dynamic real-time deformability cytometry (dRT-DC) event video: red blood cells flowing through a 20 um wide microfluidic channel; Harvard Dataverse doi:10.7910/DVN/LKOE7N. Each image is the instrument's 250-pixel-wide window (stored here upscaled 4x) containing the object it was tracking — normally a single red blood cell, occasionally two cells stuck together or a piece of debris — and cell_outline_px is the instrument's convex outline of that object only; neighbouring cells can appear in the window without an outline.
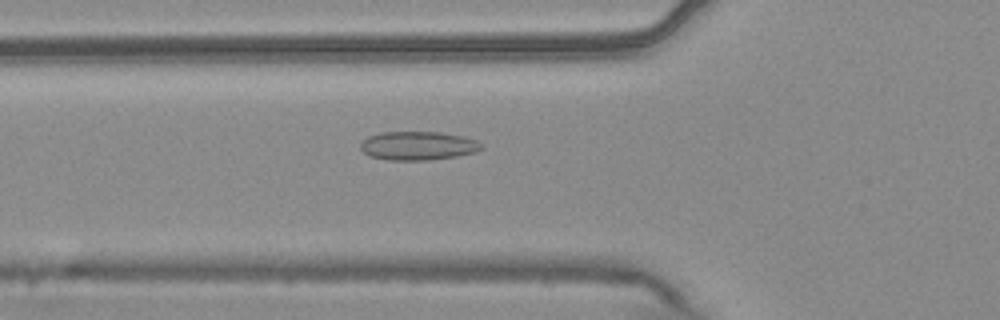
{"species": "common noctule bat (a hibernating species)", "species_latin": "Nyctalus noctula", "temperature_condition": "warm", "stored_images_in_passage": 55, "camera_frame_rate_fps": 3000, "um_per_image_px": 0.085, "animal": {"sex": "male", "body_mass_g": 20.4}, "frame": {"image": 1, "passage_image": 20, "time_ms": 6.333, "image_size_px": [1000, 320], "cell_outline_px": [[484, 148], [476, 152], [456, 156], [428, 160], [392, 160], [368, 156], [360, 148], [360, 144], [368, 136], [384, 132], [440, 132], [464, 136], [476, 140], [484, 144]], "centroid_in_image_um": [35.57, 12.38], "position_along_channel_um": 90.2, "area_um2": 20.29}}
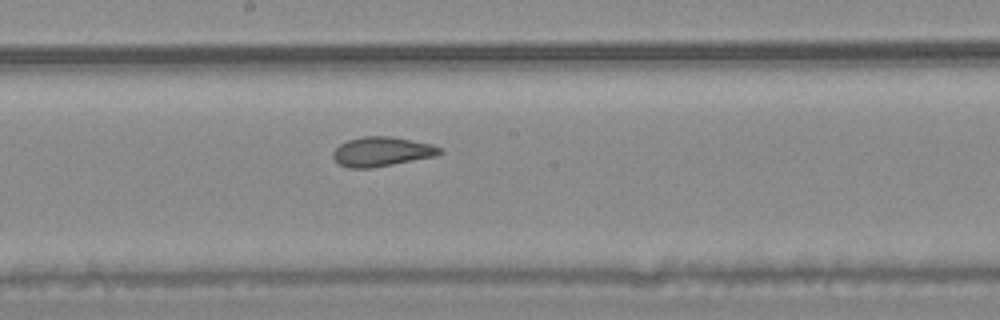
{"frame": {"image": 2, "passage_image": 30, "time_ms": 9.667, "image_size_px": [1000, 320], "cell_outline_px": [[444, 152], [436, 156], [392, 164], [368, 168], [348, 168], [340, 164], [332, 156], [332, 152], [340, 144], [348, 140], [364, 136], [388, 136], [412, 140], [432, 144], [440, 148]], "centroid_in_image_um": [32.45, 12.88], "position_along_channel_um": 215.7, "area_um2": 18.15}}
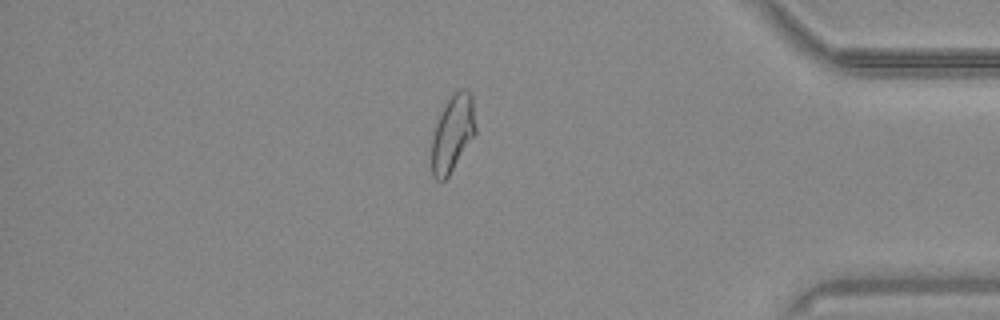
{"frame": {"image": 3, "passage_image": 47, "time_ms": 15.333, "image_size_px": [1000, 320], "cell_outline_px": [[476, 132], [448, 176], [444, 180], [436, 180], [432, 176], [432, 136], [436, 124], [444, 104], [452, 92], [456, 88], [468, 88], [472, 96], [476, 128]], "centroid_in_image_um": [38.47, 11.26], "position_along_channel_um": 396.7, "area_um2": 19.71}, "authors_computed_cell_mechanics": {"area_um2": 20.2878, "velocity_mm_per_s": 3.7379, "shape_relaxation_time_tau1_ms": null, "shape_relaxation_time_tau2_ms": 1.5063, "deformation_change_tau1": null, "deformation_change_tau2": 0.0728}}